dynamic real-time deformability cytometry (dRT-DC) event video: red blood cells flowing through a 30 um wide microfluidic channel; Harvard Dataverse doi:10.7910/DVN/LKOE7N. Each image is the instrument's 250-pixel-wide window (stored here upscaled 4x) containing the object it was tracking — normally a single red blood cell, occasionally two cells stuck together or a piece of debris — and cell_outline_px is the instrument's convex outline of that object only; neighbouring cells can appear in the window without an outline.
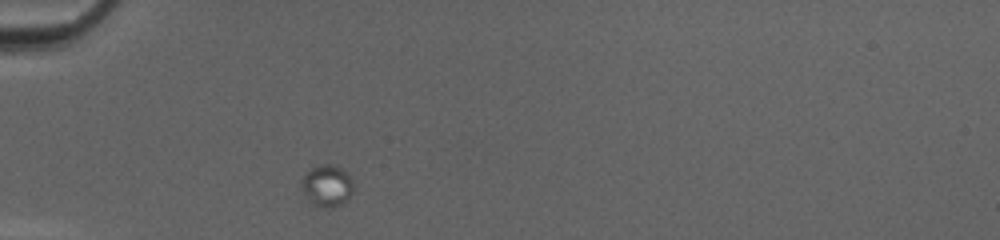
{"species": "common noctule bat (a hibernating species)", "species_latin": "Nyctalus noctula", "temperature_condition": "cold", "stored_images_in_passage": 38, "camera_frame_rate_fps": 3000, "um_per_image_px": 0.085, "animal": {"sex": "female", "body_mass_g": 20.0, "forearm_length_mm": 54.0}, "frame": {"image": 1, "passage_image": 1, "time_ms": 0.0, "image_size_px": [1000, 240], "cell_outline_px": [[352, 192], [348, 200], [332, 208], [312, 204], [308, 200], [300, 188], [300, 180], [312, 168], [324, 164], [332, 164], [348, 172], [352, 180]], "centroid_in_image_um": [27.78, 15.79], "position_along_channel_um": 57.2, "area_um2": 12.6}}
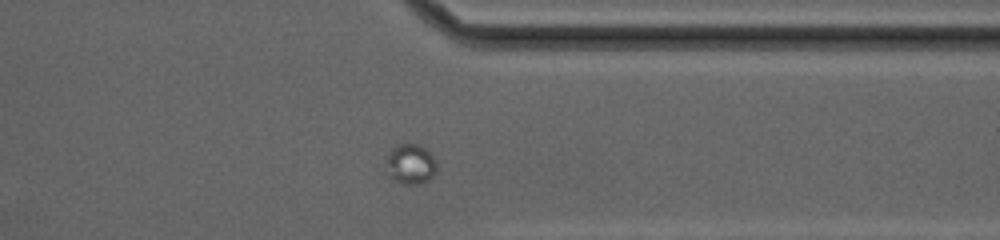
{"frame": {"image": 2, "passage_image": 27, "time_ms": 8.667, "image_size_px": [1000, 240], "cell_outline_px": [[436, 172], [428, 180], [416, 184], [404, 184], [388, 176], [388, 152], [392, 148], [400, 144], [416, 144], [424, 148], [432, 156], [436, 164]], "centroid_in_image_um": [34.9, 13.95], "position_along_channel_um": 376.5, "area_um2": 11.44}}
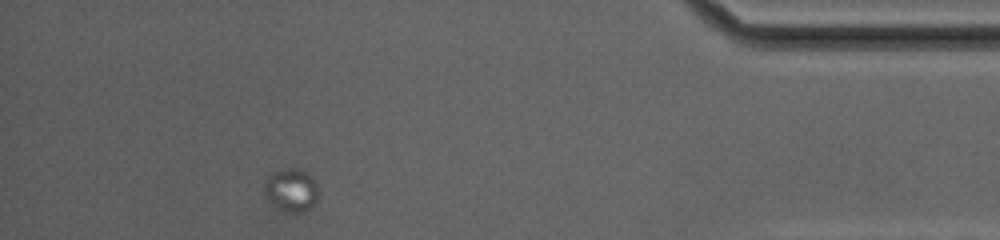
{"frame": {"image": 3, "passage_image": 33, "time_ms": 10.667, "image_size_px": [1000, 240], "cell_outline_px": [[320, 192], [312, 208], [304, 212], [288, 212], [272, 204], [264, 196], [264, 180], [272, 172], [280, 168], [296, 168], [308, 172], [316, 180]], "centroid_in_image_um": [24.78, 16.13], "position_along_channel_um": 410.4, "area_um2": 14.1}}